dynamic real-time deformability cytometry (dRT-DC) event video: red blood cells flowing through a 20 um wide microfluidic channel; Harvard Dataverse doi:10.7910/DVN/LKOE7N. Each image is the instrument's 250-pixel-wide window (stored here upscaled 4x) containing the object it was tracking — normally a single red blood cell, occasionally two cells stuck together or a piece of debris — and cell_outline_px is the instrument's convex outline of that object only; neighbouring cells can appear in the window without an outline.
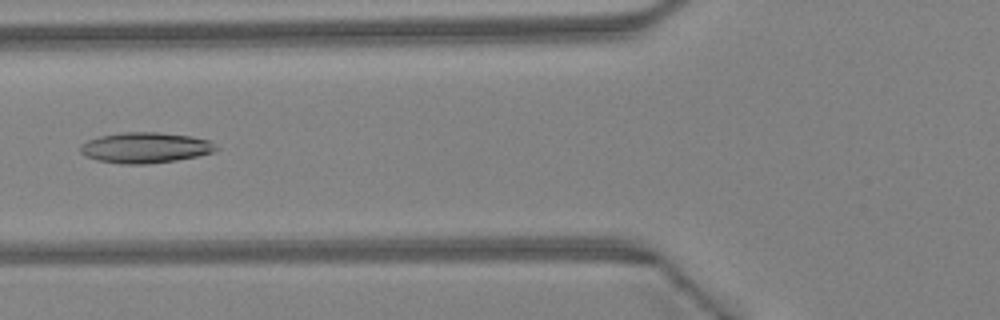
{"species": "Egyptian fruit bat (a non-hibernating species)", "species_latin": "Rousettus aegyptiacus", "temperature_condition": "warm", "stored_images_in_passage": 32, "camera_frame_rate_fps": 3000, "um_per_image_px": 0.085, "animal": {"sex": "female"}, "frame": {"image": 1, "passage_image": 9, "time_ms": 2.667, "image_size_px": [1000, 320], "cell_outline_px": [[220, 148], [212, 152], [196, 156], [176, 160], [148, 164], [120, 164], [96, 160], [84, 156], [80, 152], [80, 148], [88, 140], [100, 136], [124, 132], [156, 132], [192, 136], [208, 140]], "centroid_in_image_um": [12.34, 12.56], "position_along_channel_um": 113.5, "area_um2": 24.16}}
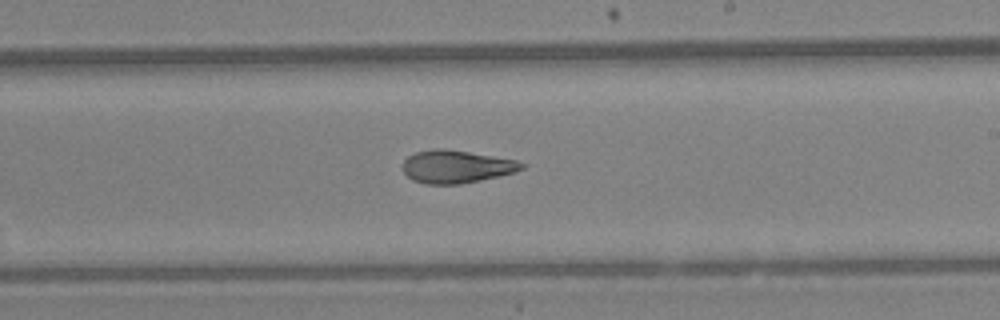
{"frame": {"image": 2, "passage_image": 18, "time_ms": 5.667, "image_size_px": [1000, 320], "cell_outline_px": [[528, 164], [524, 168], [516, 172], [500, 176], [460, 184], [424, 184], [412, 180], [404, 172], [404, 160], [408, 156], [416, 152], [432, 148], [444, 148], [516, 160]], "centroid_in_image_um": [38.81, 14.16], "position_along_channel_um": 250.2, "area_um2": 22.77}}
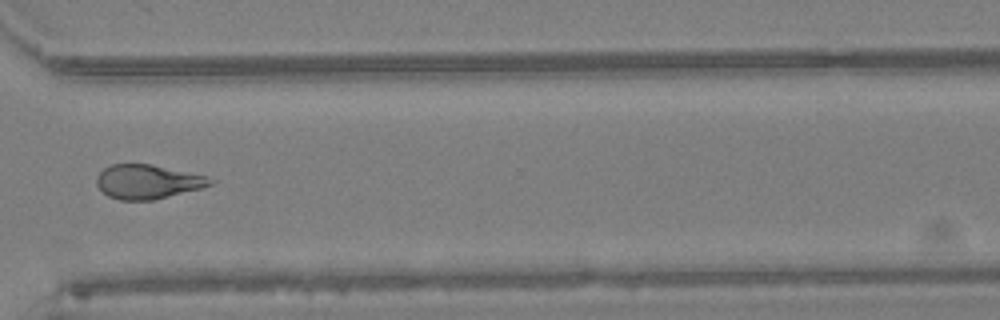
{"frame": {"image": 3, "passage_image": 25, "time_ms": 8.0, "image_size_px": [1000, 320], "cell_outline_px": [[216, 180], [212, 184], [200, 188], [152, 200], [120, 200], [108, 196], [96, 184], [96, 176], [104, 168], [112, 164], [152, 164], [208, 176]], "centroid_in_image_um": [12.55, 15.43], "position_along_channel_um": 358.1, "area_um2": 22.54}, "authors_computed_cell_mechanics": {"area_um2": 22.8021, "velocity_mm_per_s": 4.5908, "shape_relaxation_time_tau1_ms": null, "shape_relaxation_time_tau2_ms": 3.1764, "deformation_change_tau1": null, "deformation_change_tau2": 0.1232}}